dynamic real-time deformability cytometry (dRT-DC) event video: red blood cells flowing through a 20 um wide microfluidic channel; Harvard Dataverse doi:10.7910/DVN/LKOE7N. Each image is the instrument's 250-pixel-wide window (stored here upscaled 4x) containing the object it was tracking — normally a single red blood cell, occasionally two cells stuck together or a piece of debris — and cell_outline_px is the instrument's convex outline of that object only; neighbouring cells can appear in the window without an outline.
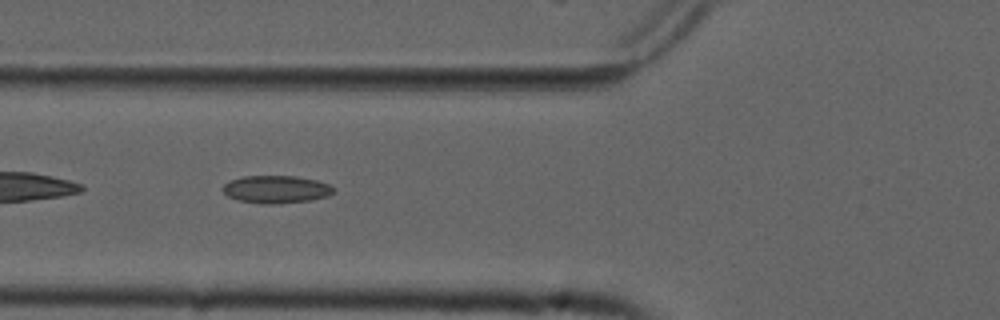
{"species": "common noctule bat (a hibernating species)", "species_latin": "Nyctalus noctula", "temperature_condition": "cold", "stored_images_in_passage": 38, "camera_frame_rate_fps": 3000, "um_per_image_px": 0.085, "animal": {"sex": "male", "forearm_length_mm": 52.5}, "frame": {"image": 1, "passage_image": 4, "time_ms": 1.0, "image_size_px": [1000, 320], "cell_outline_px": [[336, 188], [328, 196], [312, 200], [272, 204], [260, 204], [236, 200], [228, 196], [220, 188], [224, 184], [232, 180], [244, 176], [296, 176], [316, 180], [328, 184]], "centroid_in_image_um": [23.46, 16.1], "position_along_channel_um": 102.3, "area_um2": 17.92}}
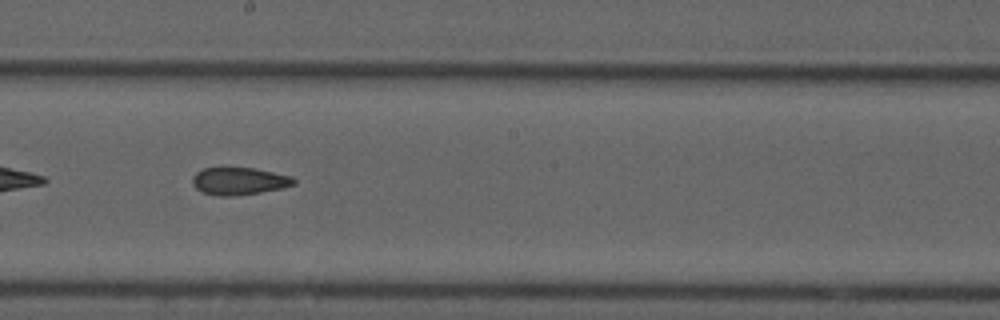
{"frame": {"image": 2, "passage_image": 14, "time_ms": 4.333, "image_size_px": [1000, 320], "cell_outline_px": [[296, 184], [284, 188], [236, 196], [216, 196], [200, 192], [192, 184], [192, 176], [196, 172], [204, 168], [256, 168], [292, 176], [296, 180]], "centroid_in_image_um": [20.33, 15.4], "position_along_channel_um": 227.9, "area_um2": 16.47}}
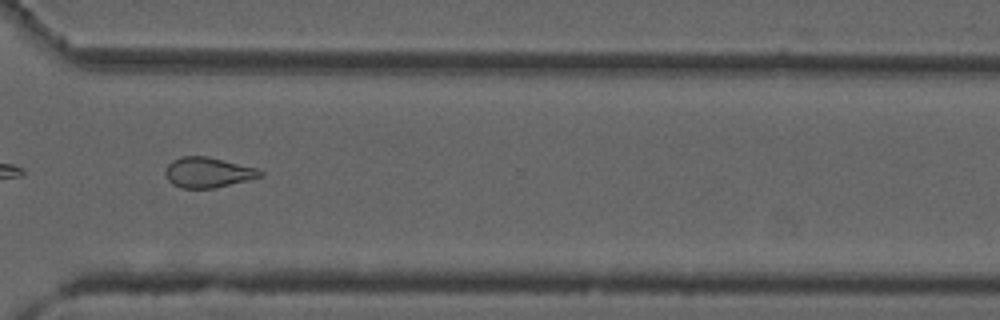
{"frame": {"image": 3, "passage_image": 24, "time_ms": 7.667, "image_size_px": [1000, 320], "cell_outline_px": [[264, 176], [216, 188], [180, 188], [172, 184], [168, 180], [164, 172], [168, 164], [172, 160], [180, 156], [208, 156], [260, 168], [264, 172]], "centroid_in_image_um": [17.71, 14.65], "position_along_channel_um": 352.9, "area_um2": 17.11}, "authors_computed_cell_mechanics": {"area_um2": 17.1088, "velocity_mm_per_s": 3.7563, "shape_relaxation_time_tau1_ms": null, "shape_relaxation_time_tau2_ms": 3.7774, "deformation_change_tau1": null, "deformation_change_tau2": 0.1244}}